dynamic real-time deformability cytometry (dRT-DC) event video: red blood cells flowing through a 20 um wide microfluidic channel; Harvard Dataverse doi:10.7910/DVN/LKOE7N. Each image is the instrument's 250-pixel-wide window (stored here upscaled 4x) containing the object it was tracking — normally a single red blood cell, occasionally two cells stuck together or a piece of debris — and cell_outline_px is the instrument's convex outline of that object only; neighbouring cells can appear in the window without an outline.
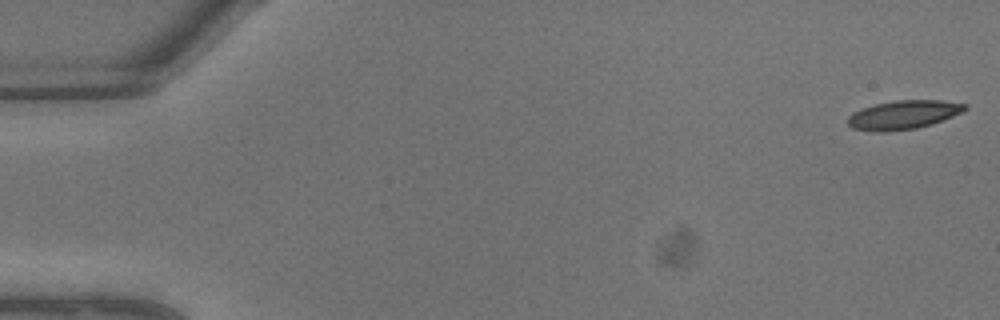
{"species": "common noctule bat (a hibernating species)", "species_latin": "Nyctalus noctula", "temperature_condition": "warm", "stored_images_in_passage": 10, "camera_frame_rate_fps": 3000, "um_per_image_px": 0.085, "animal": {"sex": "male", "body_mass_g": 13.3}, "frame": {"image": 1, "passage_image": 1, "time_ms": 0.0, "image_size_px": [1000, 320], "cell_outline_px": [[968, 108], [952, 116], [932, 124], [916, 128], [888, 132], [868, 132], [852, 128], [848, 124], [848, 116], [852, 112], [876, 104], [896, 100], [940, 100], [968, 104]], "centroid_in_image_um": [76.76, 9.77], "position_along_channel_um": 8.2, "area_um2": 19.71}}
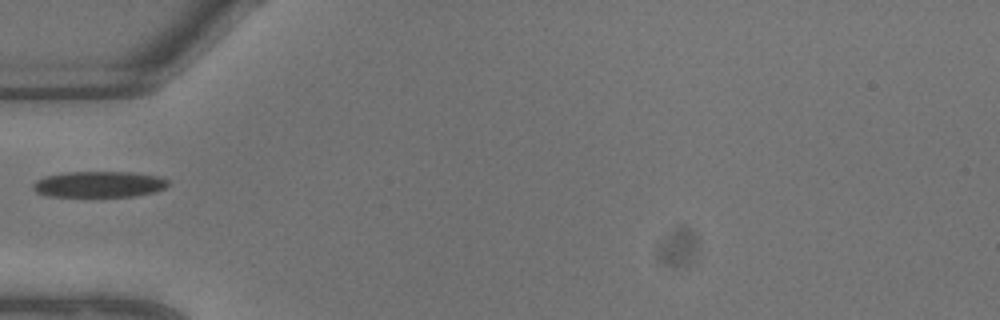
{"frame": {"image": 2, "passage_image": 8, "time_ms": 2.333, "image_size_px": [1000, 320], "cell_outline_px": [[168, 184], [164, 188], [152, 192], [132, 196], [48, 196], [36, 192], [32, 188], [32, 184], [36, 180], [44, 176], [64, 172], [132, 172], [160, 176], [168, 180]], "centroid_in_image_um": [8.38, 15.65], "position_along_channel_um": 76.6, "area_um2": 20.46}}
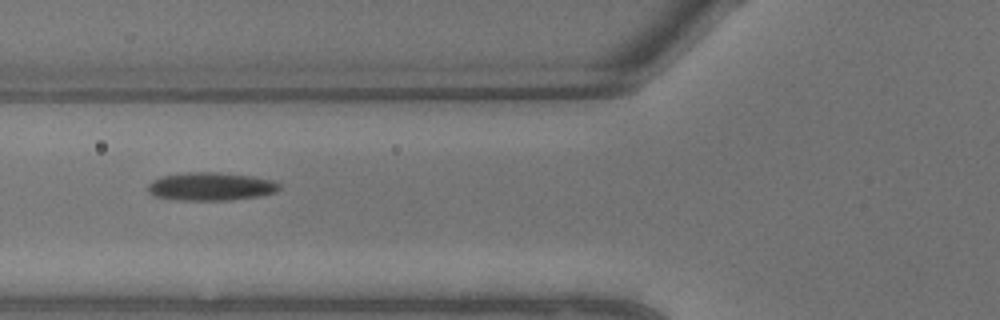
{"frame": {"image": 3, "passage_image": 9, "time_ms": 2.667, "image_size_px": [1000, 320], "cell_outline_px": [[280, 188], [276, 192], [256, 196], [232, 200], [180, 200], [152, 196], [148, 192], [148, 184], [152, 180], [160, 176], [188, 172], [216, 172], [252, 176], [272, 180], [280, 184]], "centroid_in_image_um": [17.88, 15.85], "position_along_channel_um": 107.9, "area_um2": 21.62}}